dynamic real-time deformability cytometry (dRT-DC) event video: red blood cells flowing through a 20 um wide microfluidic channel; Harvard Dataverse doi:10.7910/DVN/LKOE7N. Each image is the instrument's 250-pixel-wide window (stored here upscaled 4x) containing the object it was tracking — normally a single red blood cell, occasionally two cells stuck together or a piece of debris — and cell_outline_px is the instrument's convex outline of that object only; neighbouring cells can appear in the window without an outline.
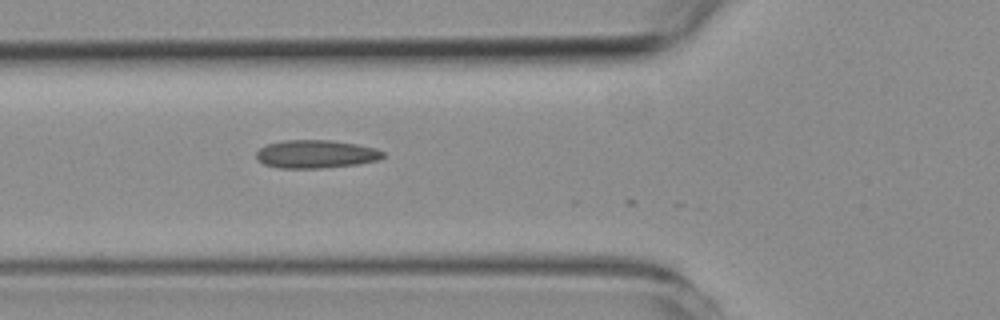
{"species": "common noctule bat (a hibernating species)", "species_latin": "Nyctalus noctula", "temperature_condition": "room temperature", "stored_images_in_passage": 3, "camera_frame_rate_fps": 3000, "um_per_image_px": 0.085, "animal": {"sex": "female", "body_mass_g": 19.3, "forearm_length_mm": 54.1}, "frame": {"image": 1, "passage_image": 2, "time_ms": 0.333, "image_size_px": [1000, 320], "cell_outline_px": [[384, 156], [380, 160], [356, 164], [320, 168], [280, 168], [264, 164], [256, 156], [256, 152], [260, 148], [268, 144], [284, 140], [328, 140], [356, 144], [376, 148], [384, 152]], "centroid_in_image_um": [26.87, 13.09], "position_along_channel_um": 98.9, "area_um2": 20.63}}